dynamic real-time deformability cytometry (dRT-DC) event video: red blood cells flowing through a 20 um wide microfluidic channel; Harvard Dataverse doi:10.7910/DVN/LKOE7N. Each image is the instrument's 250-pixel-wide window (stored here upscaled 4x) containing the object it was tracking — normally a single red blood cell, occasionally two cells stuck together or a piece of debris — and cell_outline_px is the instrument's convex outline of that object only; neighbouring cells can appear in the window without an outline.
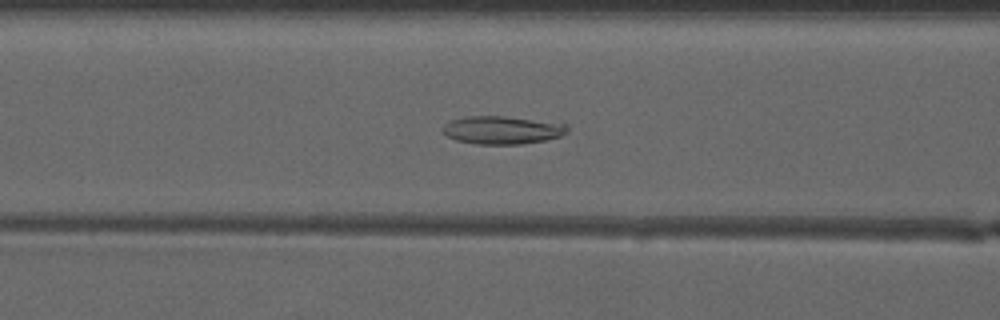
{"species": "common noctule bat (a hibernating species)", "species_latin": "Nyctalus noctula", "temperature_condition": "warm", "stored_images_in_passage": 47, "camera_frame_rate_fps": 3000, "um_per_image_px": 0.085, "animal": {"sex": "male", "forearm_length_mm": 52.5}, "frame": {"image": 1, "passage_image": 17, "time_ms": 5.333, "image_size_px": [1000, 320], "cell_outline_px": [[568, 132], [564, 136], [544, 140], [520, 144], [476, 144], [456, 140], [448, 136], [444, 132], [444, 124], [452, 120], [468, 116], [504, 116], [564, 124], [568, 128]], "centroid_in_image_um": [42.7, 11.06], "position_along_channel_um": 123.9, "area_um2": 20.06}}
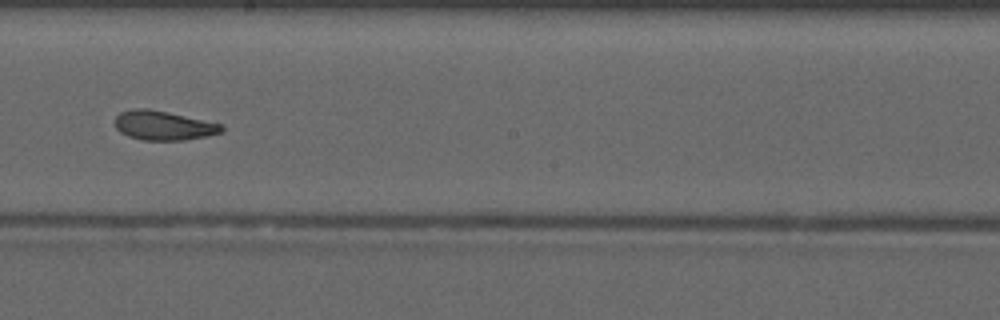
{"frame": {"image": 2, "passage_image": 25, "time_ms": 8.0, "image_size_px": [1000, 320], "cell_outline_px": [[224, 132], [208, 136], [184, 140], [144, 140], [128, 136], [120, 132], [116, 128], [116, 116], [120, 112], [132, 108], [148, 108], [168, 112], [224, 124]], "centroid_in_image_um": [13.93, 10.66], "position_along_channel_um": 234.3, "area_um2": 18.38}}
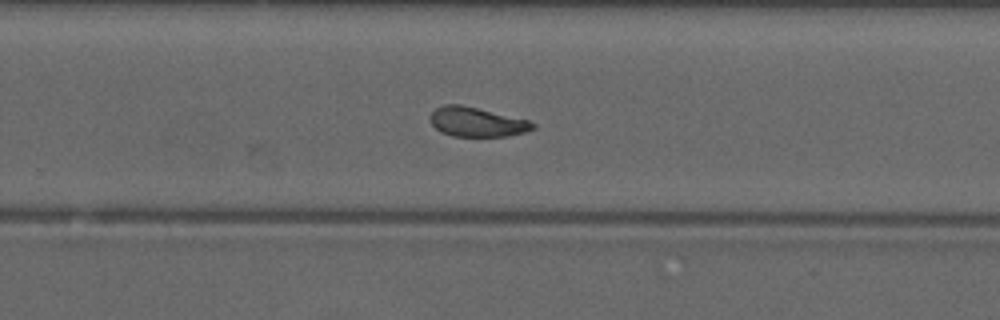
{"frame": {"image": 3, "passage_image": 29, "time_ms": 9.333, "image_size_px": [1000, 320], "cell_outline_px": [[536, 128], [524, 132], [508, 136], [452, 136], [440, 132], [432, 124], [428, 116], [436, 108], [444, 104], [460, 104], [528, 120], [536, 124]], "centroid_in_image_um": [40.5, 10.37], "position_along_channel_um": 289.3, "area_um2": 17.57}, "authors_computed_cell_mechanics": {"area_um2": 18.9584, "velocity_mm_per_s": 4.1424, "shape_relaxation_time_tau1_ms": null, "shape_relaxation_time_tau2_ms": 2.2833, "deformation_change_tau1": null, "deformation_change_tau2": 0.088}}